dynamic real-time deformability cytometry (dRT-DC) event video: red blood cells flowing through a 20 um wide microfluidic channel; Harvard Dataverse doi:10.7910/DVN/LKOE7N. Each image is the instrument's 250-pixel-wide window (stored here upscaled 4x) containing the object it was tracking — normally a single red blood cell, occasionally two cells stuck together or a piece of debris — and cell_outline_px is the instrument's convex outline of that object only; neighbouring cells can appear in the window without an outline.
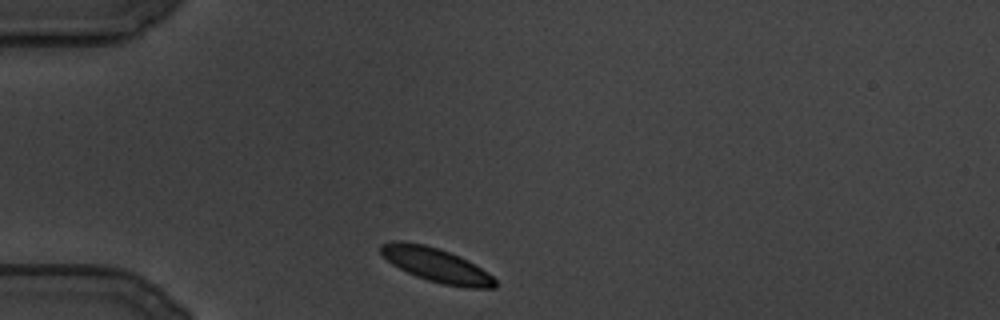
{"species": "common noctule bat (a hibernating species)", "species_latin": "Nyctalus noctula", "temperature_condition": "cold", "stored_images_in_passage": 13, "camera_frame_rate_fps": 3000, "um_per_image_px": 0.085, "animal": {"sex": "male", "body_mass_g": 19.5, "forearm_length_mm": 54.6}, "frame": {"image": 1, "passage_image": 1, "time_ms": 0.0, "image_size_px": [1000, 320], "cell_outline_px": [[496, 288], [468, 288], [444, 284], [428, 280], [416, 276], [392, 264], [380, 252], [380, 244], [392, 240], [400, 240], [424, 244], [440, 248], [468, 260], [488, 272], [496, 280]], "centroid_in_image_um": [37.09, 22.51], "position_along_channel_um": 47.9, "area_um2": 22.72}}